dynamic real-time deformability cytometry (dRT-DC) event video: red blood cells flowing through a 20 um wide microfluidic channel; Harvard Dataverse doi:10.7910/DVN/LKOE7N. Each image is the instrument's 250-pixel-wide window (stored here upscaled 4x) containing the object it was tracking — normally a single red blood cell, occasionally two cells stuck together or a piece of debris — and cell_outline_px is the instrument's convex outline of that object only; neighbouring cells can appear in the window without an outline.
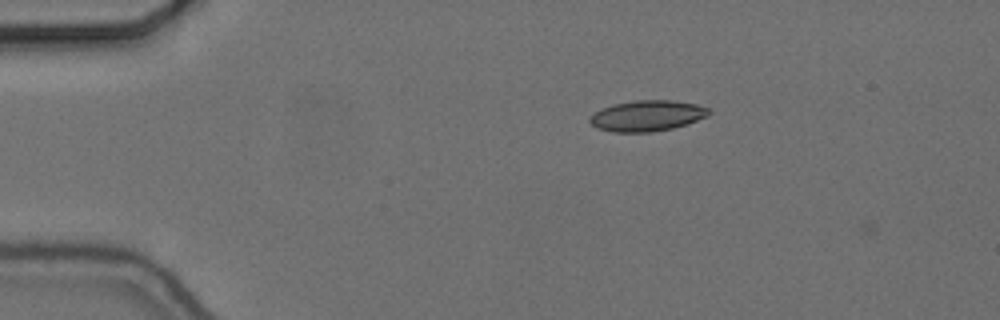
{"species": "common noctule bat (a hibernating species)", "species_latin": "Nyctalus noctula", "temperature_condition": "cold", "stored_images_in_passage": 4, "camera_frame_rate_fps": 3000, "um_per_image_px": 0.085, "animal": {"sex": "female", "body_mass_g": 24.6, "forearm_length_mm": 56.2}, "frame": {"image": 1, "passage_image": 3, "time_ms": 0.667, "image_size_px": [1000, 320], "cell_outline_px": [[712, 112], [708, 116], [688, 124], [672, 128], [652, 132], [612, 132], [596, 128], [588, 120], [588, 116], [612, 104], [636, 100], [672, 100], [696, 104], [708, 108]], "centroid_in_image_um": [55.01, 9.84], "position_along_channel_um": 30.0, "area_um2": 21.5}}